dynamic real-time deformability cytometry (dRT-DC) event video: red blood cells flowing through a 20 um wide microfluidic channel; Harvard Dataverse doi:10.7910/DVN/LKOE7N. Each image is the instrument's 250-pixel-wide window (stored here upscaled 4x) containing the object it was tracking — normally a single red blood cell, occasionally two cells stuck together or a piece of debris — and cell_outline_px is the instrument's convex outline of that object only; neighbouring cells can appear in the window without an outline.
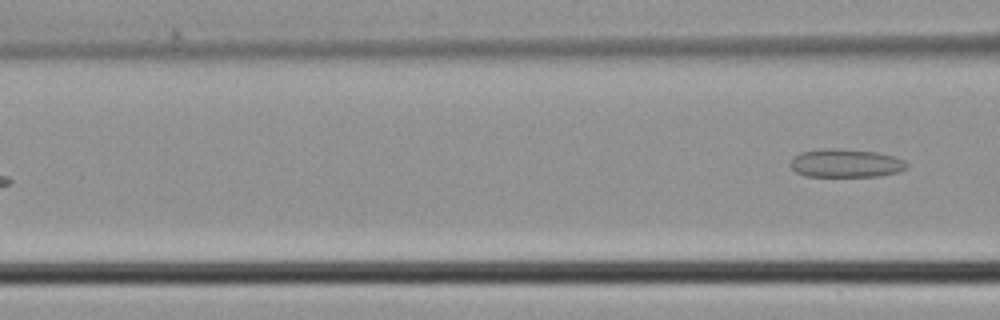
{"species": "common noctule bat (a hibernating species)", "species_latin": "Nyctalus noctula", "temperature_condition": "cold", "stored_images_in_passage": 5, "camera_frame_rate_fps": 3000, "um_per_image_px": 0.085, "animal": {"sex": "male", "body_mass_g": 21.5, "forearm_length_mm": 52.0}, "frame": {"image": 1, "passage_image": 5, "time_ms": 1.333, "image_size_px": [1000, 320], "cell_outline_px": [[908, 168], [900, 172], [880, 176], [804, 176], [796, 172], [792, 168], [792, 156], [800, 152], [820, 148], [836, 148], [876, 152], [892, 156], [904, 160], [908, 164]], "centroid_in_image_um": [71.9, 13.87], "position_along_channel_um": 94.7, "area_um2": 19.36}}